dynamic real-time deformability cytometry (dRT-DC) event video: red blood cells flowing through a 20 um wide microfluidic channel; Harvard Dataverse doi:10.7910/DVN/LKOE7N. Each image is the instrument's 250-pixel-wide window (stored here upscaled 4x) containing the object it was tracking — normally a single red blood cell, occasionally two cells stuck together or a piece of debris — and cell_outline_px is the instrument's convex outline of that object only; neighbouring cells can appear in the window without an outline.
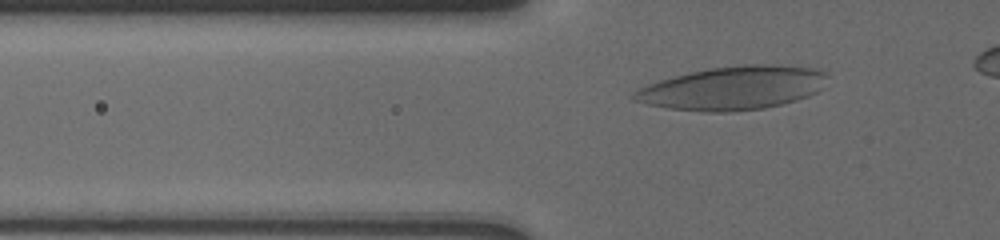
{"species": "human", "species_latin": "Homo sapiens", "temperature_condition": "cold", "stored_images_in_passage": 39, "camera_frame_rate_fps": 3000, "um_per_image_px": 0.085, "donor": {"sex": "male"}, "frame": {"image": 1, "passage_image": 8, "time_ms": 2.333, "image_size_px": [1000, 240], "cell_outline_px": [[828, 76], [824, 88], [808, 96], [796, 100], [764, 108], [728, 112], [700, 112], [668, 108], [648, 104], [632, 100], [632, 92], [648, 84], [660, 80], [688, 72], [708, 68], [744, 64], [780, 64], [820, 68]], "centroid_in_image_um": [62.34, 7.47], "position_along_channel_um": 63.5, "area_um2": 49.53}}
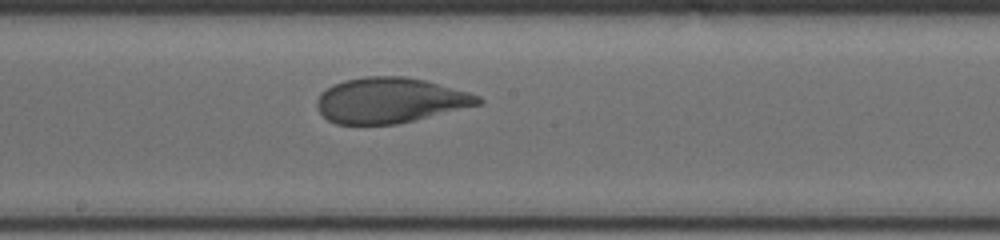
{"frame": {"image": 2, "passage_image": 22, "time_ms": 6.667, "image_size_px": [1000, 240], "cell_outline_px": [[484, 100], [480, 104], [396, 124], [336, 124], [328, 120], [316, 108], [316, 100], [320, 92], [332, 84], [344, 80], [364, 76], [404, 76], [424, 80], [468, 92], [480, 96]], "centroid_in_image_um": [33.1, 8.52], "position_along_channel_um": 215.1, "area_um2": 42.48}}
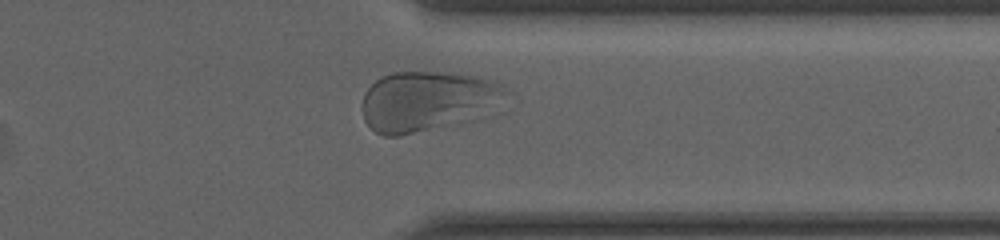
{"frame": {"image": 3, "passage_image": 35, "time_ms": 11.0, "image_size_px": [1000, 240], "cell_outline_px": [[508, 92], [472, 120], [460, 124], [400, 136], [384, 136], [376, 132], [364, 120], [364, 92], [380, 76], [392, 72], [436, 72], [472, 76], [492, 80], [504, 84]], "centroid_in_image_um": [36.26, 8.6], "position_along_channel_um": 375.1, "area_um2": 49.71}, "authors_computed_cell_mechanics": {"area_um2": 44.1014, "velocity_mm_per_s": 3.7017, "shape_relaxation_time_tau1_ms": 5.5189, "shape_relaxation_time_tau2_ms": 0.7659, "deformation_change_tau1": 0.1773, "deformation_change_tau2": 0.0512}}